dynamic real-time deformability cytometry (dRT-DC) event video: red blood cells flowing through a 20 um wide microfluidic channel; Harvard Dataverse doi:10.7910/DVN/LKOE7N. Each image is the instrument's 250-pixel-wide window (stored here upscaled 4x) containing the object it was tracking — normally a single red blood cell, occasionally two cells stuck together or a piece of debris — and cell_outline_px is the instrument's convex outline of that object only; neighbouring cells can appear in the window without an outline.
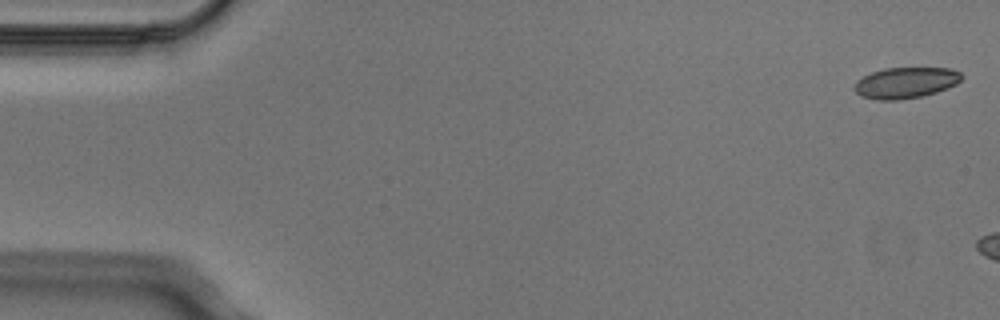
{"species": "Egyptian fruit bat (a non-hibernating species)", "species_latin": "Rousettus aegyptiacus", "temperature_condition": "cold", "stored_images_in_passage": 3, "camera_frame_rate_fps": 3000, "um_per_image_px": 0.085, "animal": {"sex": "male"}, "frame": {"image": 1, "passage_image": 1, "time_ms": 0.0, "image_size_px": [1000, 320], "cell_outline_px": [[964, 76], [956, 84], [948, 88], [924, 96], [900, 100], [876, 100], [860, 96], [852, 88], [856, 80], [872, 72], [884, 68], [948, 68], [960, 72]], "centroid_in_image_um": [76.96, 7.04], "position_along_channel_um": 8.0, "area_um2": 19.59}}